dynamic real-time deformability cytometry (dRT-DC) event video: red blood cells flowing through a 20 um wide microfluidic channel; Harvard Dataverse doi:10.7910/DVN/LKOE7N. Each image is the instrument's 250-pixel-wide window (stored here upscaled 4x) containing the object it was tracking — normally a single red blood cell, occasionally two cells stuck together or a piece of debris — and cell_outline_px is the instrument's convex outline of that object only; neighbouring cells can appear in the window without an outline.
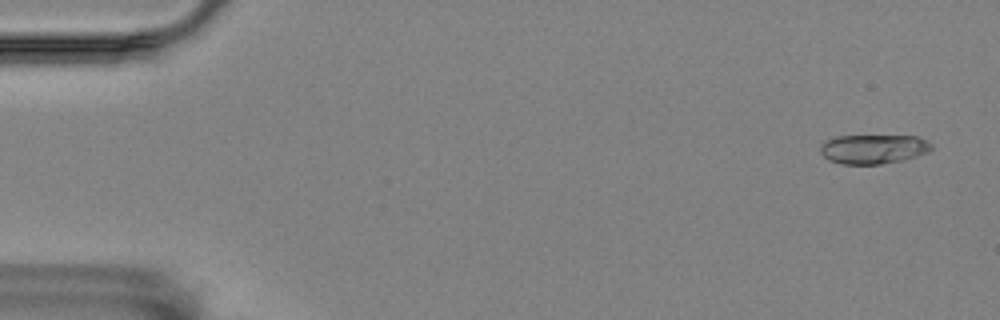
{"species": "Egyptian fruit bat (a non-hibernating species)", "species_latin": "Rousettus aegyptiacus", "temperature_condition": "room temperature", "stored_images_in_passage": 53, "camera_frame_rate_fps": 3000, "um_per_image_px": 0.085, "animal": {"sex": "female"}, "frame": {"image": 1, "passage_image": 3, "time_ms": 0.667, "image_size_px": [1000, 320], "cell_outline_px": [[932, 148], [928, 152], [916, 156], [900, 160], [880, 164], [844, 164], [828, 160], [820, 152], [820, 144], [824, 140], [836, 136], [920, 136], [928, 140], [932, 144]], "centroid_in_image_um": [74.22, 12.65], "position_along_channel_um": 10.8, "area_um2": 19.07}}
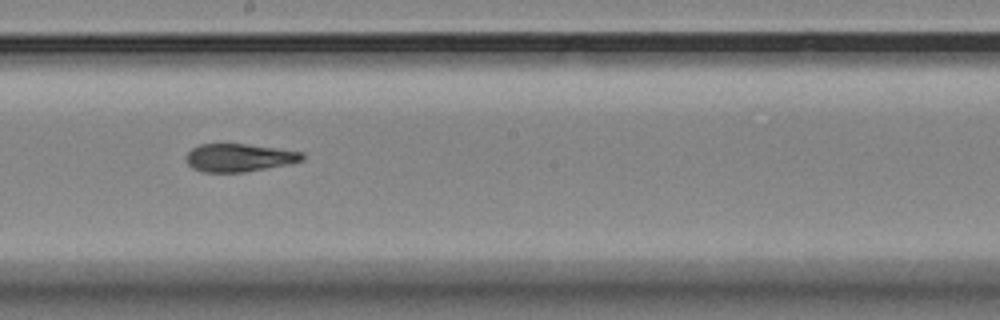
{"frame": {"image": 2, "passage_image": 32, "time_ms": 10.333, "image_size_px": [1000, 320], "cell_outline_px": [[304, 160], [288, 164], [244, 172], [204, 172], [192, 168], [188, 164], [184, 156], [192, 148], [200, 144], [244, 144], [304, 152]], "centroid_in_image_um": [20.3, 13.4], "position_along_channel_um": 227.9, "area_um2": 18.84}}
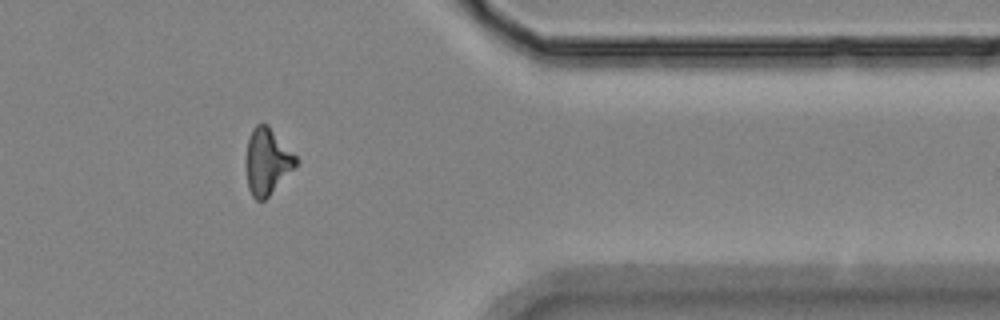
{"frame": {"image": 3, "passage_image": 47, "time_ms": 15.333, "image_size_px": [1000, 320], "cell_outline_px": [[300, 160], [268, 196], [264, 200], [256, 200], [252, 196], [248, 188], [244, 160], [248, 136], [252, 128], [256, 124], [268, 124]], "centroid_in_image_um": [22.66, 13.69], "position_along_channel_um": 388.7, "area_um2": 19.42}}